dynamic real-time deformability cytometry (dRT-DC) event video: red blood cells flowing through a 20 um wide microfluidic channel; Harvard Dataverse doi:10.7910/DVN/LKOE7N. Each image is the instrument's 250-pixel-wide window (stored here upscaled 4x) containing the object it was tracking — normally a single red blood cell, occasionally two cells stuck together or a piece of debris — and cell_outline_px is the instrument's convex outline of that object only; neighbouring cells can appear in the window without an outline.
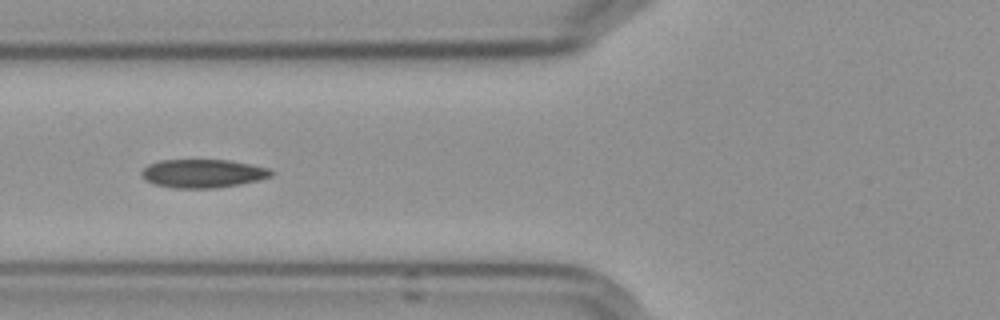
{"species": "Egyptian fruit bat (a non-hibernating species)", "species_latin": "Rousettus aegyptiacus", "temperature_condition": "cold", "stored_images_in_passage": 9, "camera_frame_rate_fps": 3000, "um_per_image_px": 0.085, "frame": {"image": 1, "passage_image": 6, "time_ms": 6.0, "image_size_px": [1000, 320], "cell_outline_px": [[276, 172], [272, 176], [260, 180], [240, 184], [212, 188], [176, 188], [156, 184], [148, 180], [140, 172], [148, 164], [160, 160], [228, 160], [252, 164], [268, 168]], "centroid_in_image_um": [17.31, 14.73], "position_along_channel_um": 108.5, "area_um2": 21.39}}
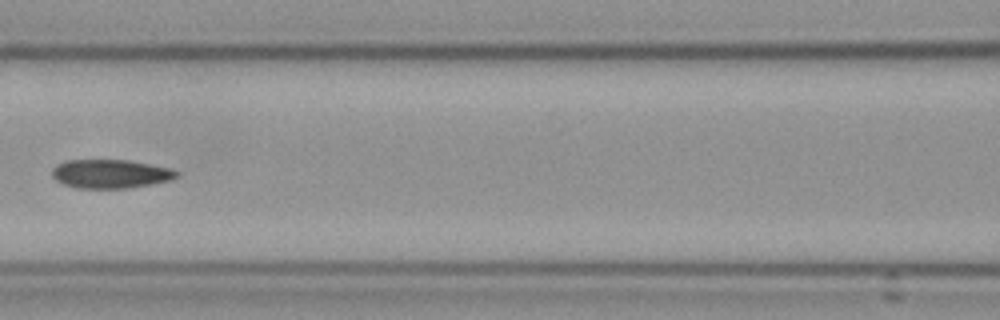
{"frame": {"image": 2, "passage_image": 7, "time_ms": 7.333, "image_size_px": [1000, 320], "cell_outline_px": [[180, 176], [168, 180], [128, 188], [76, 188], [64, 184], [56, 180], [52, 176], [52, 168], [56, 164], [68, 160], [128, 160], [168, 168], [180, 172]], "centroid_in_image_um": [9.35, 14.77], "position_along_channel_um": 157.3, "area_um2": 20.69}}